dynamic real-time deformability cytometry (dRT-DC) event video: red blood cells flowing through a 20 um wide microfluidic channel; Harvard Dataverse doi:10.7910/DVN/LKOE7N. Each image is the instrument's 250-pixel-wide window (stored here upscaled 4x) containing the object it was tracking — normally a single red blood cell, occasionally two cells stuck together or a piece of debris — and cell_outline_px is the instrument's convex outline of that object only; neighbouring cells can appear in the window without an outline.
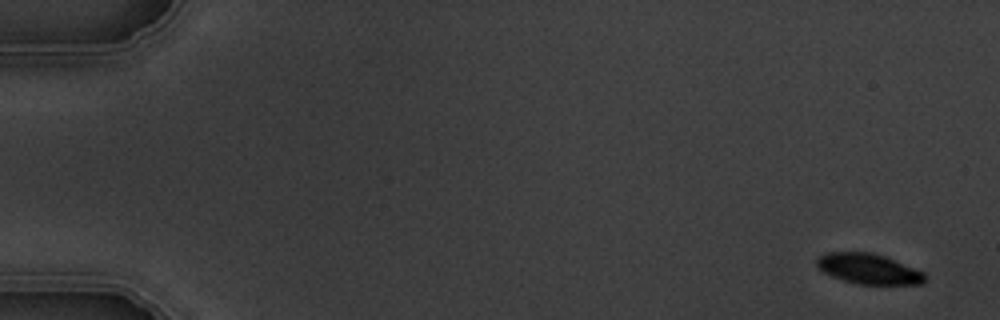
{"species": "common noctule bat (a hibernating species)", "species_latin": "Nyctalus noctula", "temperature_condition": "warm", "stored_images_in_passage": 5, "camera_frame_rate_fps": 3000, "um_per_image_px": 0.085, "animal": {"sex": "male", "body_mass_g": 19.5, "forearm_length_mm": 54.6}, "frame": {"image": 1, "passage_image": 1, "time_ms": 0.0, "image_size_px": [1000, 320], "cell_outline_px": [[924, 284], [856, 284], [832, 276], [816, 268], [816, 256], [824, 252], [872, 252], [884, 256], [924, 272]], "centroid_in_image_um": [73.76, 22.84], "position_along_channel_um": 11.2, "area_um2": 19.13}}
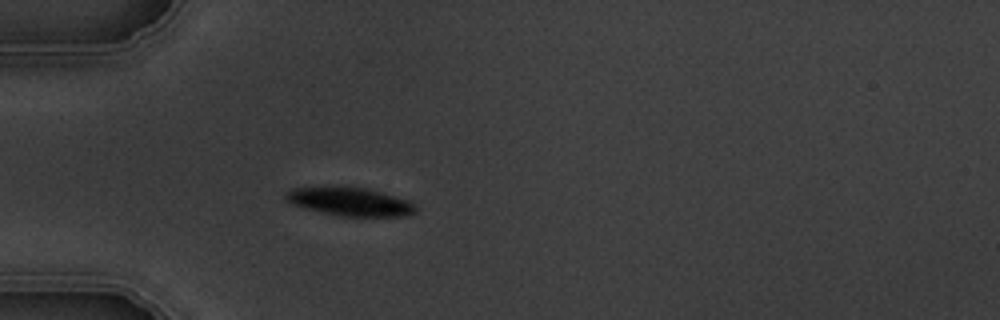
{"frame": {"image": 2, "passage_image": 5, "time_ms": 5.0, "image_size_px": [1000, 320], "cell_outline_px": [[420, 208], [416, 212], [408, 216], [340, 216], [292, 204], [284, 196], [292, 188], [364, 188], [380, 192], [408, 200]], "centroid_in_image_um": [29.85, 17.17], "position_along_channel_um": 55.1, "area_um2": 20.75}}